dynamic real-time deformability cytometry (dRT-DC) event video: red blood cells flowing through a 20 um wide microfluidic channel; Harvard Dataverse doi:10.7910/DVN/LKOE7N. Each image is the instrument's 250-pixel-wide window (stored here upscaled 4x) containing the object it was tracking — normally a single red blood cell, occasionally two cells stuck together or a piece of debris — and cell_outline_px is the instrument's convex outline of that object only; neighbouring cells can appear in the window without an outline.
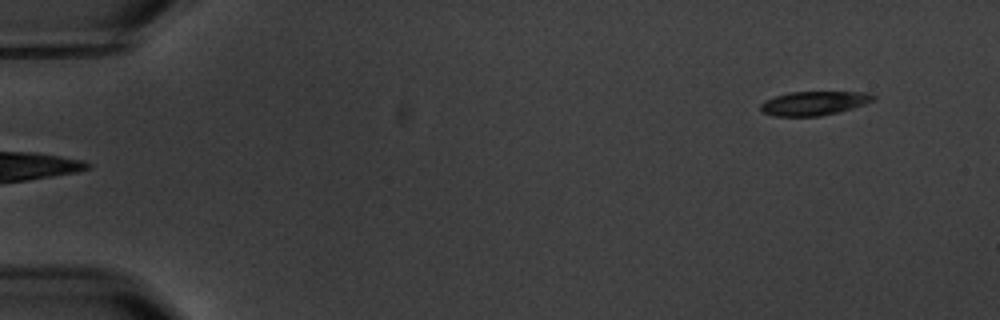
{"species": "common noctule bat (a hibernating species)", "species_latin": "Nyctalus noctula", "temperature_condition": "warm", "stored_images_in_passage": 6, "camera_frame_rate_fps": 3000, "um_per_image_px": 0.085, "animal": {"sex": "male", "body_mass_g": 20.1, "forearm_length_mm": 53.5}, "frame": {"image": 1, "passage_image": 6, "time_ms": 5.667, "image_size_px": [1000, 320], "cell_outline_px": [[876, 100], [852, 108], [820, 116], [776, 116], [760, 112], [760, 104], [764, 100], [788, 92], [872, 92], [876, 96]], "centroid_in_image_um": [69.19, 8.76], "position_along_channel_um": 15.8, "area_um2": 15.84}}